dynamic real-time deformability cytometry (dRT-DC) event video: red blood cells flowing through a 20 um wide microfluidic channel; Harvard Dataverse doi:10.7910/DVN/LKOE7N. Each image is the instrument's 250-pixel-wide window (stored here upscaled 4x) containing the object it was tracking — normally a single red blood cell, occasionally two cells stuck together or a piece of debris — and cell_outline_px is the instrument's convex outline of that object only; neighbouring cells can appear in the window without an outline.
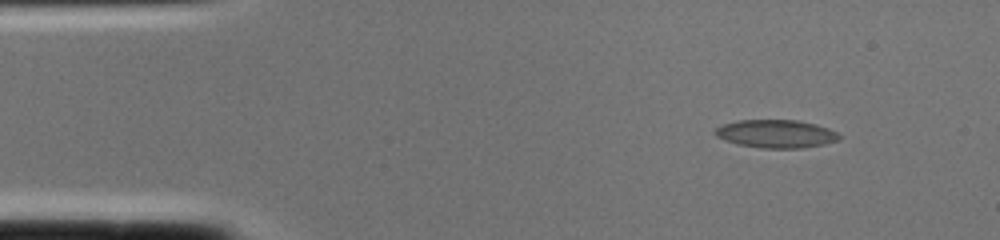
{"species": "common noctule bat (a hibernating species)", "species_latin": "Nyctalus noctula", "temperature_condition": "cold", "stored_images_in_passage": 1, "camera_frame_rate_fps": 3000, "um_per_image_px": 0.085, "animal": {"sex": "female", "body_mass_g": 22.0, "forearm_length_mm": 56.7}, "frame": {"image": 1, "passage_image": 1, "time_ms": 0.0, "image_size_px": [1000, 240], "cell_outline_px": [[840, 140], [824, 144], [800, 148], [760, 148], [736, 144], [724, 140], [716, 136], [712, 132], [716, 128], [724, 124], [740, 120], [796, 120], [816, 124], [828, 128], [836, 132], [840, 136]], "centroid_in_image_um": [65.95, 11.38], "position_along_channel_um": 19.1, "area_um2": 20.35}}